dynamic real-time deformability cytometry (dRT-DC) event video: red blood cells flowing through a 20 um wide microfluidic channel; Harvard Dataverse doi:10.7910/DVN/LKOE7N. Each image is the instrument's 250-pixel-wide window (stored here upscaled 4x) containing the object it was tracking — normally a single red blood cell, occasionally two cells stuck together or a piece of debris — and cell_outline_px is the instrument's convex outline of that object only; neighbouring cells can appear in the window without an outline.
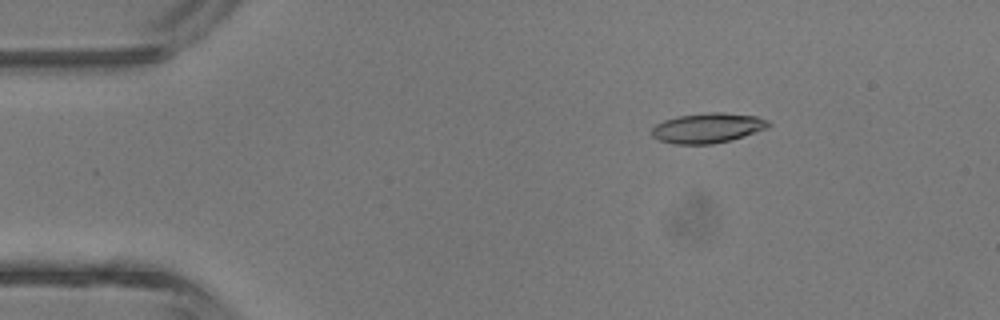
{"species": "common noctule bat (a hibernating species)", "species_latin": "Nyctalus noctula", "temperature_condition": "room temperature", "stored_images_in_passage": 4, "camera_frame_rate_fps": 3000, "um_per_image_px": 0.085, "animal": {"sex": "male", "body_mass_g": 13.3}, "frame": {"image": 1, "passage_image": 2, "time_ms": 1.333, "image_size_px": [1000, 320], "cell_outline_px": [[772, 124], [768, 128], [732, 140], [712, 144], [676, 144], [660, 140], [652, 136], [652, 128], [656, 124], [664, 120], [676, 116], [704, 112], [724, 112], [756, 116], [768, 120]], "centroid_in_image_um": [60.17, 10.87], "position_along_channel_um": 24.8, "area_um2": 20.58}}
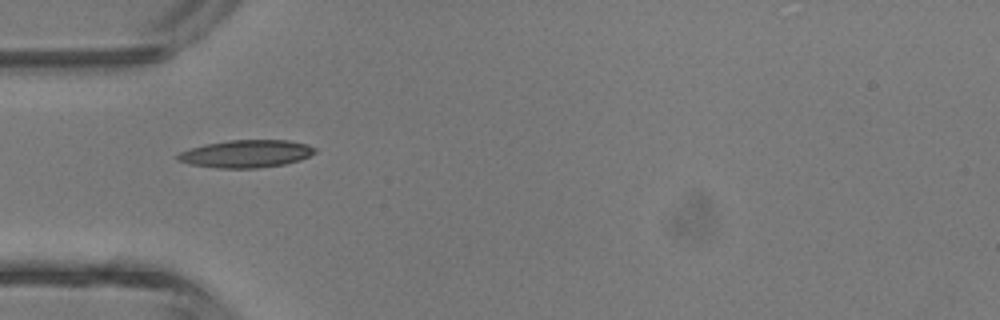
{"frame": {"image": 2, "passage_image": 4, "time_ms": 3.667, "image_size_px": [1000, 320], "cell_outline_px": [[316, 152], [300, 160], [284, 164], [256, 168], [216, 168], [188, 164], [176, 160], [176, 156], [180, 152], [204, 144], [228, 140], [288, 140], [308, 144], [316, 148]], "centroid_in_image_um": [20.91, 13.07], "position_along_channel_um": 64.1, "area_um2": 22.14}}